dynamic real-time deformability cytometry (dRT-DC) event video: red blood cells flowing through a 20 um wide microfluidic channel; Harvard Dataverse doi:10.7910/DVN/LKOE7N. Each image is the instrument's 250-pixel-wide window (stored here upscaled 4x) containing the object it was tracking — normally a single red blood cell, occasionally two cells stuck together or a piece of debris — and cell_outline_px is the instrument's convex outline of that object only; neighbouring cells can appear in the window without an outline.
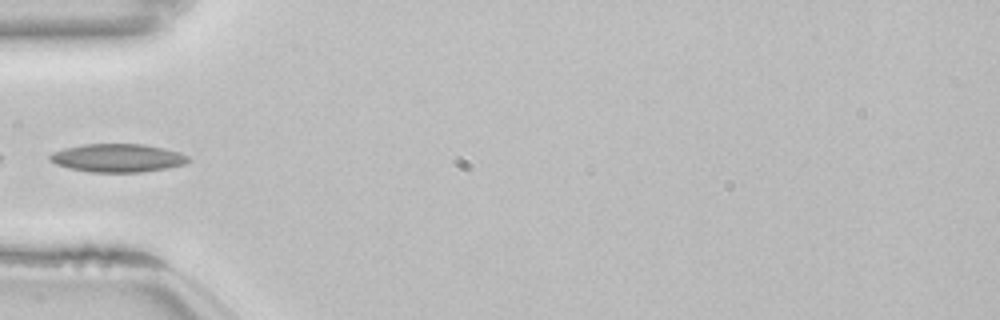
{"species": "common noctule bat (a hibernating species)", "species_latin": "Nyctalus noctula", "temperature_condition": "room temperature", "stored_images_in_passage": 35, "camera_frame_rate_fps": 3000, "um_per_image_px": 0.085, "animal": {"sex": "female", "body_mass_g": 22.7, "forearm_length_mm": 54.2}, "frame": {"image": 1, "passage_image": 1, "time_ms": 0.0, "image_size_px": [1000, 320], "cell_outline_px": [[192, 160], [184, 164], [168, 168], [140, 172], [88, 172], [56, 164], [48, 160], [48, 156], [52, 152], [64, 148], [84, 144], [144, 144], [164, 148], [180, 152], [188, 156]], "centroid_in_image_um": [10.01, 13.42], "position_along_channel_um": 75.0, "area_um2": 22.89}}